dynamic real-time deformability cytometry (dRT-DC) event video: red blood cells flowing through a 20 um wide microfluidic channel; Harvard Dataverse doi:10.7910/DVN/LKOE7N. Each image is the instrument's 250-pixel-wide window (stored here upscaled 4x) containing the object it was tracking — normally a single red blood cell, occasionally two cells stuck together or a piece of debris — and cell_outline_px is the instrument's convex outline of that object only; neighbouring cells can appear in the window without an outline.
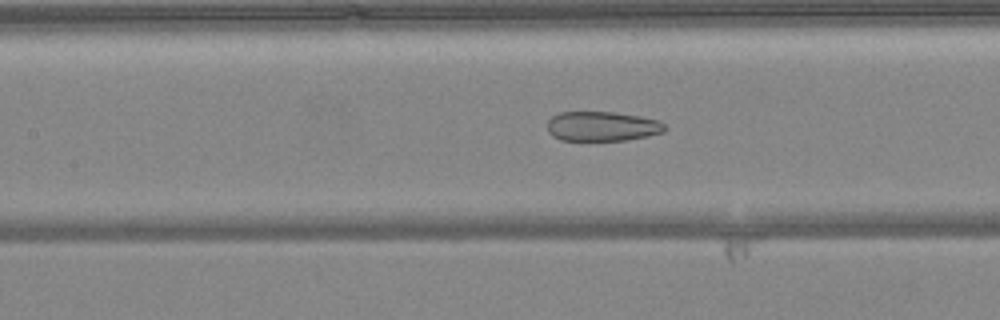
{"species": "common noctule bat (a hibernating species)", "species_latin": "Nyctalus noctula", "temperature_condition": "warm", "stored_images_in_passage": 44, "camera_frame_rate_fps": 3000, "um_per_image_px": 0.085, "animal": {"sex": "female", "body_mass_g": 24.6, "forearm_length_mm": 56.2}, "frame": {"image": 1, "passage_image": 22, "time_ms": 7.0, "image_size_px": [1000, 320], "cell_outline_px": [[668, 128], [664, 132], [648, 136], [628, 140], [560, 140], [552, 136], [548, 132], [548, 120], [552, 116], [560, 112], [616, 112], [640, 116], [656, 120], [664, 124]], "centroid_in_image_um": [51.19, 10.74], "position_along_channel_um": 156.2, "area_um2": 20.4}}
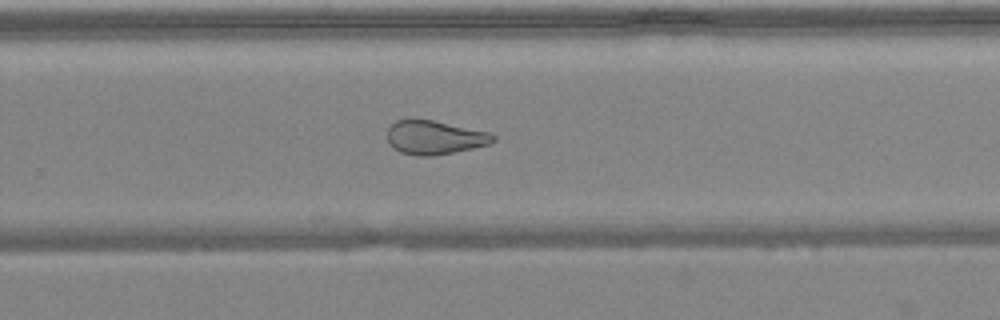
{"frame": {"image": 2, "passage_image": 32, "time_ms": 10.333, "image_size_px": [1000, 320], "cell_outline_px": [[496, 140], [488, 144], [472, 148], [432, 156], [416, 156], [400, 152], [392, 148], [388, 144], [388, 128], [396, 120], [412, 116], [416, 116], [492, 132], [496, 136]], "centroid_in_image_um": [36.91, 11.64], "position_along_channel_um": 292.9, "area_um2": 21.62}}
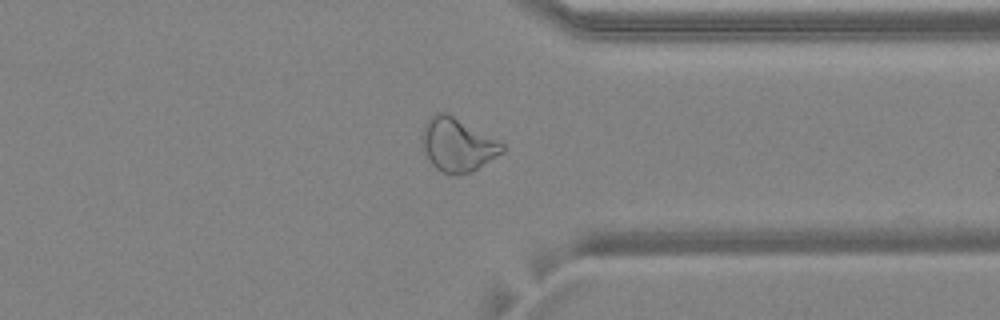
{"frame": {"image": 3, "passage_image": 38, "time_ms": 12.333, "image_size_px": [1000, 320], "cell_outline_px": [[504, 152], [472, 172], [456, 176], [440, 172], [432, 164], [420, 140], [420, 136], [424, 124], [436, 112], [444, 112], [500, 140], [504, 144]], "centroid_in_image_um": [38.9, 12.33], "position_along_channel_um": 372.5, "area_um2": 25.03}, "authors_computed_cell_mechanics": {"area_um2": 25.143, "velocity_mm_per_s": 4.1231, "shape_relaxation_time_tau1_ms": null, "shape_relaxation_time_tau2_ms": 1.5722, "deformation_change_tau1": null, "deformation_change_tau2": 0.1}}